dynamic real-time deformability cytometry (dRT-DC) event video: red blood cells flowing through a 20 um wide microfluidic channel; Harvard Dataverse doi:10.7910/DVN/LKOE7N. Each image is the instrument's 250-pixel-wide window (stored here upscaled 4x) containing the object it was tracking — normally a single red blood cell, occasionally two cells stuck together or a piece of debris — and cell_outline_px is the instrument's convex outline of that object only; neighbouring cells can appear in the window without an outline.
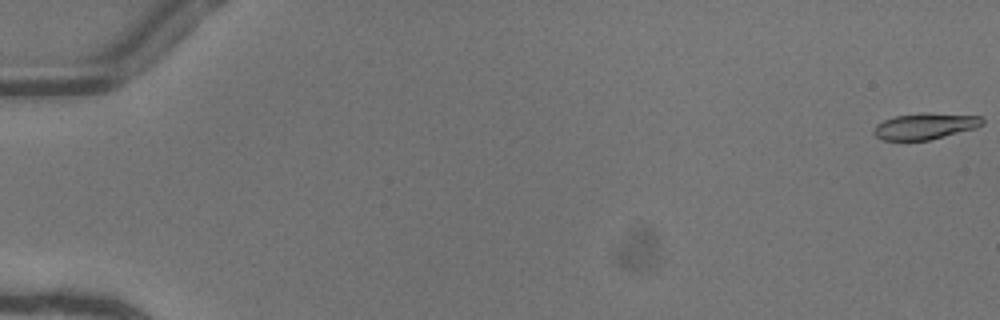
{"species": "common noctule bat (a hibernating species)", "species_latin": "Nyctalus noctula", "temperature_condition": "warm", "stored_images_in_passage": 52, "camera_frame_rate_fps": 3000, "um_per_image_px": 0.085, "animal": {"sex": "female"}, "frame": {"image": 1, "passage_image": 1, "time_ms": 0.0, "image_size_px": [1000, 320], "cell_outline_px": [[984, 124], [976, 128], [928, 140], [880, 140], [872, 132], [876, 124], [884, 120], [896, 116], [920, 112], [928, 112], [984, 116]], "centroid_in_image_um": [78.65, 10.71], "position_along_channel_um": 6.3, "area_um2": 16.82}}
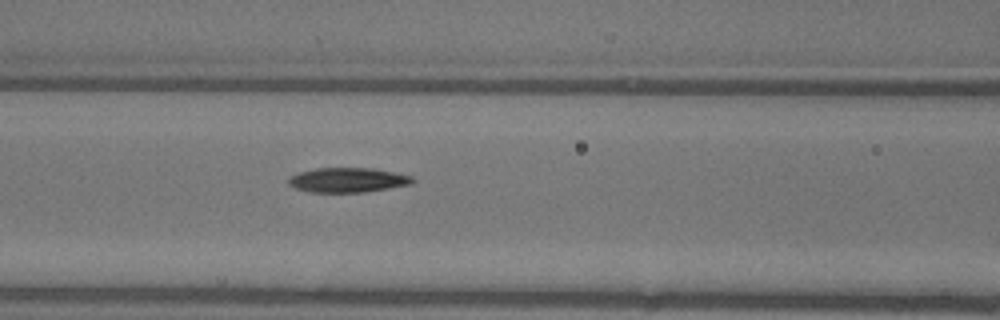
{"frame": {"image": 2, "passage_image": 24, "time_ms": 7.667, "image_size_px": [1000, 320], "cell_outline_px": [[416, 180], [412, 184], [364, 192], [308, 192], [296, 188], [288, 184], [288, 180], [292, 176], [300, 172], [316, 168], [372, 168], [412, 176]], "centroid_in_image_um": [29.57, 15.3], "position_along_channel_um": 137.0, "area_um2": 17.69}}
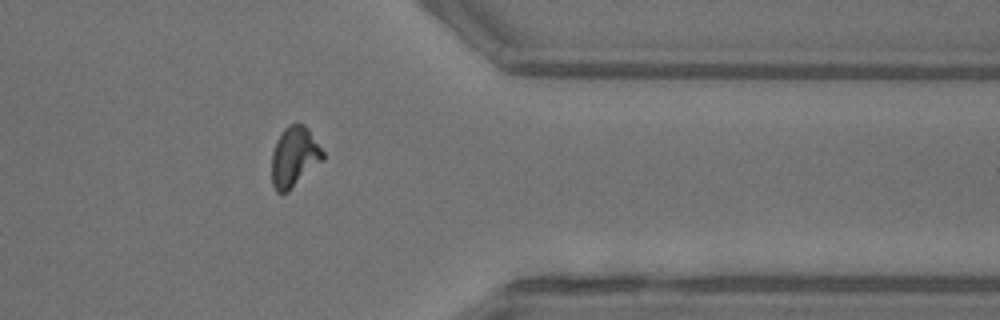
{"frame": {"image": 3, "passage_image": 43, "time_ms": 14.0, "image_size_px": [1000, 320], "cell_outline_px": [[324, 160], [288, 192], [276, 192], [272, 184], [272, 152], [276, 140], [280, 132], [288, 124], [304, 124], [308, 128], [324, 152]], "centroid_in_image_um": [25.02, 13.33], "position_along_channel_um": 386.4, "area_um2": 18.15}, "authors_computed_cell_mechanics": {"area_um2": 17.7735, "velocity_mm_per_s": 4.1005, "shape_relaxation_time_tau1_ms": 5.5496, "shape_relaxation_time_tau2_ms": 4.8641, "deformation_change_tau1": 0.1843, "deformation_change_tau2": 0.1276}}